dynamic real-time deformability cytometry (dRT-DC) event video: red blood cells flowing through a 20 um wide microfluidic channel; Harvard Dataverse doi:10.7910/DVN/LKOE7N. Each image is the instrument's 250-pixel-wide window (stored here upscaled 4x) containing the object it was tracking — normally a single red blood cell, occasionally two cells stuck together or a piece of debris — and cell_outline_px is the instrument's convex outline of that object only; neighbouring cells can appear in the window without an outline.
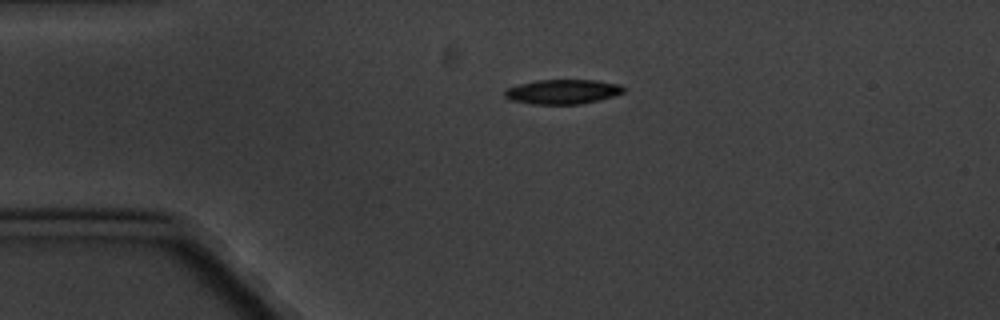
{"species": "common noctule bat (a hibernating species)", "species_latin": "Nyctalus noctula", "temperature_condition": "cold", "stored_images_in_passage": 2, "camera_frame_rate_fps": 3000, "um_per_image_px": 0.085, "animal": {"sex": "male", "body_mass_g": 20.1, "forearm_length_mm": 53.5}, "frame": {"image": 1, "passage_image": 1, "time_ms": 0.0, "image_size_px": [1000, 320], "cell_outline_px": [[624, 92], [612, 96], [580, 104], [532, 104], [508, 100], [504, 96], [504, 92], [508, 88], [520, 84], [536, 80], [596, 80], [620, 84], [624, 88]], "centroid_in_image_um": [47.79, 7.79], "position_along_channel_um": 37.2, "area_um2": 16.94}}